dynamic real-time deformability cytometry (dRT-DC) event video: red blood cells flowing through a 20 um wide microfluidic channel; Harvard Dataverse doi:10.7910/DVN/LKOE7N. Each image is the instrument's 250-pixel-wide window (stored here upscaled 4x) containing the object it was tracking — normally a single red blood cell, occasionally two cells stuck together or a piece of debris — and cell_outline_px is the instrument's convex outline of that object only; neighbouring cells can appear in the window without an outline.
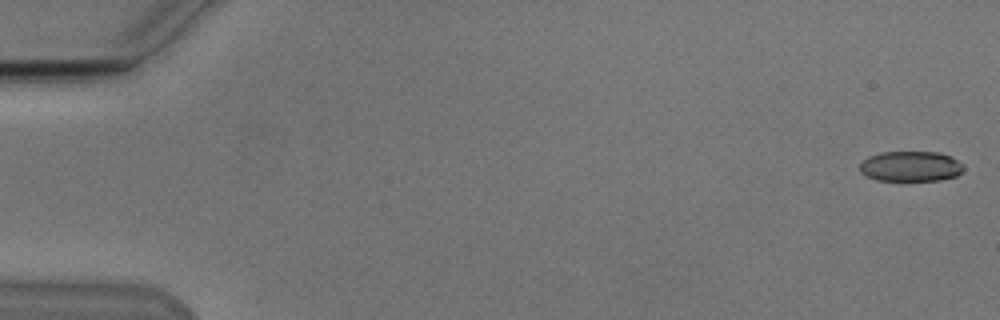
{"species": "Egyptian fruit bat (a non-hibernating species)", "species_latin": "Rousettus aegyptiacus", "temperature_condition": "cold", "stored_images_in_passage": 22, "camera_frame_rate_fps": 3000, "um_per_image_px": 0.085, "animal": {"sex": "male"}, "frame": {"image": 1, "passage_image": 1, "time_ms": 0.0, "image_size_px": [1000, 320], "cell_outline_px": [[964, 168], [956, 176], [940, 180], [876, 180], [860, 172], [860, 164], [868, 156], [880, 152], [940, 152], [956, 160]], "centroid_in_image_um": [77.37, 14.13], "position_along_channel_um": 7.6, "area_um2": 18.09}}
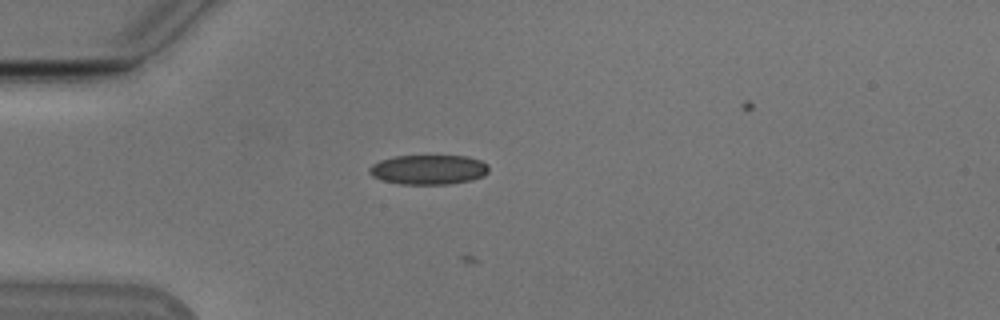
{"frame": {"image": 2, "passage_image": 15, "time_ms": 4.667, "image_size_px": [1000, 320], "cell_outline_px": [[488, 172], [484, 176], [472, 180], [448, 184], [400, 184], [384, 180], [372, 176], [368, 172], [368, 168], [372, 164], [380, 160], [392, 156], [468, 156], [480, 160], [488, 164]], "centroid_in_image_um": [36.43, 14.41], "position_along_channel_um": 48.6, "area_um2": 20.75}}